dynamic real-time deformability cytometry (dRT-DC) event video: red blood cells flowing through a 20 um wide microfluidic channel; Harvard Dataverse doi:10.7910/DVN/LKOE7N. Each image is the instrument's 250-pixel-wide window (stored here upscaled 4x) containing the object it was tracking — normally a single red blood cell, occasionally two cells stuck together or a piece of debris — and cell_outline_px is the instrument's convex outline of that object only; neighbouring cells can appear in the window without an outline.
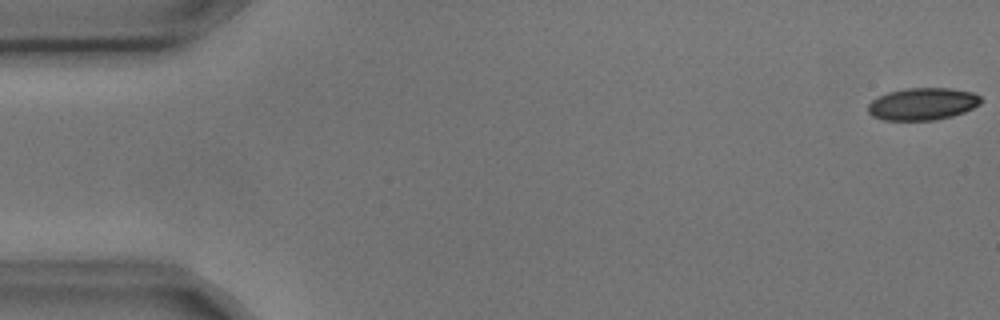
{"species": "common noctule bat (a hibernating species)", "species_latin": "Nyctalus noctula", "temperature_condition": "cold", "stored_images_in_passage": 4, "camera_frame_rate_fps": 3000, "um_per_image_px": 0.085, "animal": {"sex": "male", "body_mass_g": 17.9, "forearm_length_mm": 54.2}, "frame": {"image": 1, "passage_image": 1, "time_ms": 0.0, "image_size_px": [1000, 320], "cell_outline_px": [[984, 100], [980, 104], [964, 112], [952, 116], [936, 120], [884, 120], [872, 116], [868, 112], [868, 104], [872, 100], [888, 92], [908, 88], [948, 88], [972, 92], [980, 96]], "centroid_in_image_um": [78.43, 8.84], "position_along_channel_um": 6.6, "area_um2": 21.21}}